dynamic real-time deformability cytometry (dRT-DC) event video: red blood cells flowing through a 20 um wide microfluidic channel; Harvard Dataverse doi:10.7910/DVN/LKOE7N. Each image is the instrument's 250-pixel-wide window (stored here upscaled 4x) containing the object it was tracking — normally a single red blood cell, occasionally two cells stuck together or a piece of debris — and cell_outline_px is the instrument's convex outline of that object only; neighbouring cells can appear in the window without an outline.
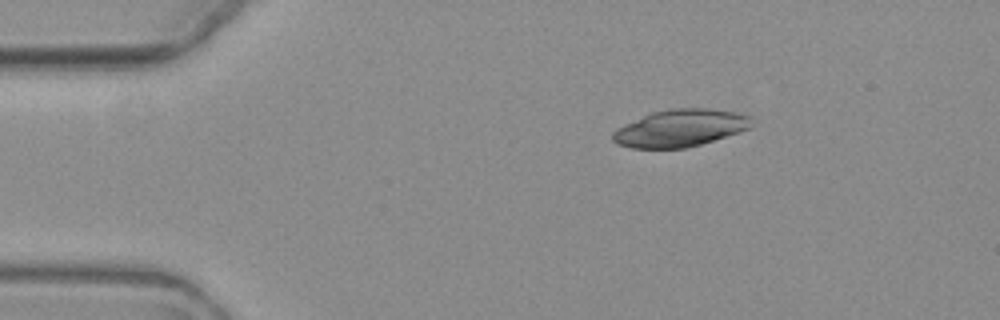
{"species": "common noctule bat (a hibernating species)", "species_latin": "Nyctalus noctula", "temperature_condition": "warm", "stored_images_in_passage": 3, "camera_frame_rate_fps": 3000, "um_per_image_px": 0.085, "animal": {"sex": "female", "body_mass_g": 19.3, "forearm_length_mm": 54.1}, "frame": {"image": 1, "passage_image": 1, "time_ms": 0.0, "image_size_px": [1000, 320], "cell_outline_px": [[752, 120], [748, 128], [740, 132], [700, 144], [684, 148], [632, 148], [616, 144], [612, 140], [612, 132], [616, 128], [624, 124], [652, 112], [672, 108], [704, 108], [736, 112], [748, 116]], "centroid_in_image_um": [57.76, 10.89], "position_along_channel_um": 27.2, "area_um2": 29.94}}